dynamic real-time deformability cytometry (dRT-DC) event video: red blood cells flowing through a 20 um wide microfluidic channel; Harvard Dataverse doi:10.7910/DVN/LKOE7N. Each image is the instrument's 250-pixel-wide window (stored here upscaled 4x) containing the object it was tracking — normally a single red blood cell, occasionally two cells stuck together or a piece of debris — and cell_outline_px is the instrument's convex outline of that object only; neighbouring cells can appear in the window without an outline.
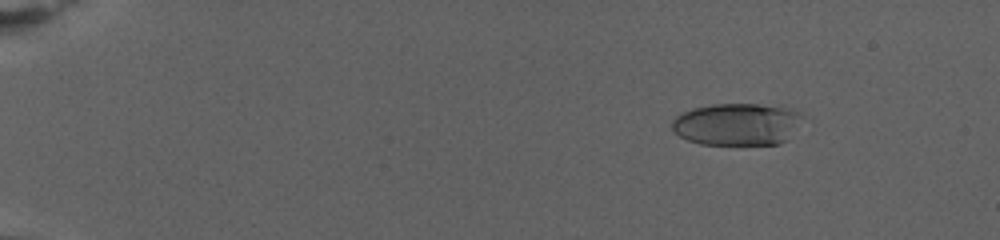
{"species": "human", "species_latin": "Homo sapiens", "temperature_condition": "warm", "stored_images_in_passage": 81, "camera_frame_rate_fps": 3000, "um_per_image_px": 0.085, "donor": {"sex": "female"}, "frame": {"image": 1, "passage_image": 12, "time_ms": 3.667, "image_size_px": [1000, 240], "cell_outline_px": [[800, 116], [788, 140], [780, 144], [700, 144], [688, 140], [680, 136], [672, 128], [672, 120], [680, 112], [692, 108], [712, 104], [756, 104], [784, 108], [800, 112]], "centroid_in_image_um": [62.57, 10.56], "position_along_channel_um": 22.4, "area_um2": 31.67}}
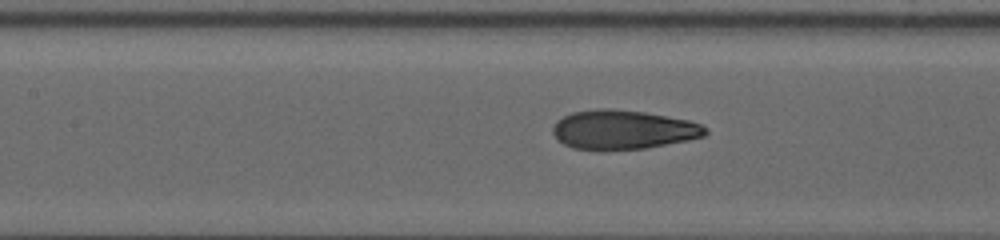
{"frame": {"image": 2, "passage_image": 41, "time_ms": 13.333, "image_size_px": [1000, 240], "cell_outline_px": [[708, 132], [704, 136], [688, 140], [644, 148], [572, 148], [556, 140], [552, 132], [552, 128], [556, 120], [572, 112], [600, 108], [608, 108], [644, 112], [688, 120], [700, 124], [708, 128]], "centroid_in_image_um": [52.94, 11.0], "position_along_channel_um": 154.5, "area_um2": 34.33}}
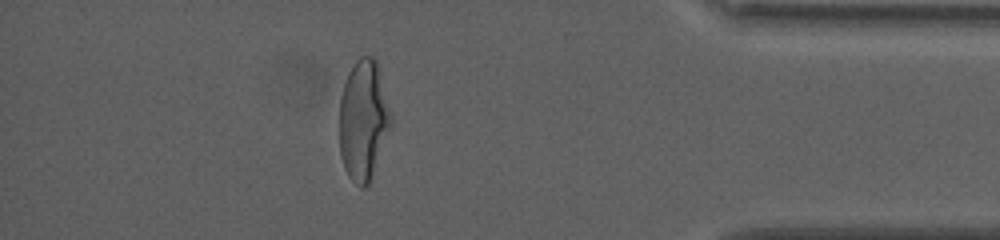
{"frame": {"image": 3, "passage_image": 72, "time_ms": 23.667, "image_size_px": [1000, 240], "cell_outline_px": [[392, 124], [368, 184], [364, 188], [360, 188], [348, 176], [344, 168], [340, 156], [340, 96], [348, 72], [356, 60], [360, 56], [372, 56], [376, 60], [392, 116]], "centroid_in_image_um": [30.88, 10.2], "position_along_channel_um": 404.3, "area_um2": 35.89}, "authors_computed_cell_mechanics": {"area_um2": 34.2176, "velocity_mm_per_s": 2.7096, "shape_relaxation_time_tau1_ms": 7.1455, "shape_relaxation_time_tau2_ms": 1.0412, "deformation_change_tau1": 0.2717, "deformation_change_tau2": 0.075}}